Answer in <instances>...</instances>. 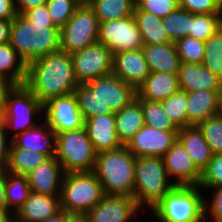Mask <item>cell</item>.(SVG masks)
Here are the masks:
<instances>
[{
    "mask_svg": "<svg viewBox=\"0 0 222 222\" xmlns=\"http://www.w3.org/2000/svg\"><path fill=\"white\" fill-rule=\"evenodd\" d=\"M24 85L44 104L49 99L72 94L79 83L71 55L57 51L27 63Z\"/></svg>",
    "mask_w": 222,
    "mask_h": 222,
    "instance_id": "6da1fadb",
    "label": "cell"
},
{
    "mask_svg": "<svg viewBox=\"0 0 222 222\" xmlns=\"http://www.w3.org/2000/svg\"><path fill=\"white\" fill-rule=\"evenodd\" d=\"M9 43L27 64L60 50V29L54 24L31 22L18 14L11 22Z\"/></svg>",
    "mask_w": 222,
    "mask_h": 222,
    "instance_id": "7a4b0ae2",
    "label": "cell"
},
{
    "mask_svg": "<svg viewBox=\"0 0 222 222\" xmlns=\"http://www.w3.org/2000/svg\"><path fill=\"white\" fill-rule=\"evenodd\" d=\"M175 187L168 177L163 157L136 158L133 198L142 213L152 212Z\"/></svg>",
    "mask_w": 222,
    "mask_h": 222,
    "instance_id": "3957f363",
    "label": "cell"
},
{
    "mask_svg": "<svg viewBox=\"0 0 222 222\" xmlns=\"http://www.w3.org/2000/svg\"><path fill=\"white\" fill-rule=\"evenodd\" d=\"M135 164L136 157L126 146L97 153L93 172L104 194L133 197Z\"/></svg>",
    "mask_w": 222,
    "mask_h": 222,
    "instance_id": "277c9868",
    "label": "cell"
},
{
    "mask_svg": "<svg viewBox=\"0 0 222 222\" xmlns=\"http://www.w3.org/2000/svg\"><path fill=\"white\" fill-rule=\"evenodd\" d=\"M104 195L102 184L93 171L66 172L61 186L60 208L72 215H85Z\"/></svg>",
    "mask_w": 222,
    "mask_h": 222,
    "instance_id": "5b68a950",
    "label": "cell"
},
{
    "mask_svg": "<svg viewBox=\"0 0 222 222\" xmlns=\"http://www.w3.org/2000/svg\"><path fill=\"white\" fill-rule=\"evenodd\" d=\"M0 116L5 122L8 135L13 139L40 124L35 118L39 122L43 120V104L24 84L15 85L8 92Z\"/></svg>",
    "mask_w": 222,
    "mask_h": 222,
    "instance_id": "8992f818",
    "label": "cell"
},
{
    "mask_svg": "<svg viewBox=\"0 0 222 222\" xmlns=\"http://www.w3.org/2000/svg\"><path fill=\"white\" fill-rule=\"evenodd\" d=\"M198 186H176L152 210L157 222H203V196Z\"/></svg>",
    "mask_w": 222,
    "mask_h": 222,
    "instance_id": "52a82bcc",
    "label": "cell"
},
{
    "mask_svg": "<svg viewBox=\"0 0 222 222\" xmlns=\"http://www.w3.org/2000/svg\"><path fill=\"white\" fill-rule=\"evenodd\" d=\"M96 154L85 127L56 134L55 157L65 173L93 171Z\"/></svg>",
    "mask_w": 222,
    "mask_h": 222,
    "instance_id": "ba28073f",
    "label": "cell"
},
{
    "mask_svg": "<svg viewBox=\"0 0 222 222\" xmlns=\"http://www.w3.org/2000/svg\"><path fill=\"white\" fill-rule=\"evenodd\" d=\"M99 22L88 4H80L60 29V50L68 54L83 50L98 41Z\"/></svg>",
    "mask_w": 222,
    "mask_h": 222,
    "instance_id": "9c48e42d",
    "label": "cell"
},
{
    "mask_svg": "<svg viewBox=\"0 0 222 222\" xmlns=\"http://www.w3.org/2000/svg\"><path fill=\"white\" fill-rule=\"evenodd\" d=\"M70 55L74 76L79 84L112 73L113 54L98 41Z\"/></svg>",
    "mask_w": 222,
    "mask_h": 222,
    "instance_id": "30bf717a",
    "label": "cell"
},
{
    "mask_svg": "<svg viewBox=\"0 0 222 222\" xmlns=\"http://www.w3.org/2000/svg\"><path fill=\"white\" fill-rule=\"evenodd\" d=\"M98 42L112 54L141 49L144 45L133 15L99 23Z\"/></svg>",
    "mask_w": 222,
    "mask_h": 222,
    "instance_id": "8fae6325",
    "label": "cell"
},
{
    "mask_svg": "<svg viewBox=\"0 0 222 222\" xmlns=\"http://www.w3.org/2000/svg\"><path fill=\"white\" fill-rule=\"evenodd\" d=\"M43 120L56 134L81 129L85 124L74 93L44 103Z\"/></svg>",
    "mask_w": 222,
    "mask_h": 222,
    "instance_id": "7c38bea8",
    "label": "cell"
},
{
    "mask_svg": "<svg viewBox=\"0 0 222 222\" xmlns=\"http://www.w3.org/2000/svg\"><path fill=\"white\" fill-rule=\"evenodd\" d=\"M178 140V130H160L144 125L125 145L136 157H163Z\"/></svg>",
    "mask_w": 222,
    "mask_h": 222,
    "instance_id": "4fadbf2b",
    "label": "cell"
},
{
    "mask_svg": "<svg viewBox=\"0 0 222 222\" xmlns=\"http://www.w3.org/2000/svg\"><path fill=\"white\" fill-rule=\"evenodd\" d=\"M141 214L133 197L105 194L85 216L88 222H131Z\"/></svg>",
    "mask_w": 222,
    "mask_h": 222,
    "instance_id": "5bb4252c",
    "label": "cell"
},
{
    "mask_svg": "<svg viewBox=\"0 0 222 222\" xmlns=\"http://www.w3.org/2000/svg\"><path fill=\"white\" fill-rule=\"evenodd\" d=\"M85 84L105 105L108 104L113 112L120 111L136 99V89L114 73L90 80Z\"/></svg>",
    "mask_w": 222,
    "mask_h": 222,
    "instance_id": "9a60e30c",
    "label": "cell"
},
{
    "mask_svg": "<svg viewBox=\"0 0 222 222\" xmlns=\"http://www.w3.org/2000/svg\"><path fill=\"white\" fill-rule=\"evenodd\" d=\"M163 160L168 177L176 186H199L202 172L179 140L166 152Z\"/></svg>",
    "mask_w": 222,
    "mask_h": 222,
    "instance_id": "2e32d148",
    "label": "cell"
},
{
    "mask_svg": "<svg viewBox=\"0 0 222 222\" xmlns=\"http://www.w3.org/2000/svg\"><path fill=\"white\" fill-rule=\"evenodd\" d=\"M112 73L137 89L150 74L142 48L113 54Z\"/></svg>",
    "mask_w": 222,
    "mask_h": 222,
    "instance_id": "e0dca14e",
    "label": "cell"
},
{
    "mask_svg": "<svg viewBox=\"0 0 222 222\" xmlns=\"http://www.w3.org/2000/svg\"><path fill=\"white\" fill-rule=\"evenodd\" d=\"M64 174L57 158H48L27 175L30 191L35 194L60 196Z\"/></svg>",
    "mask_w": 222,
    "mask_h": 222,
    "instance_id": "ac0fdd59",
    "label": "cell"
},
{
    "mask_svg": "<svg viewBox=\"0 0 222 222\" xmlns=\"http://www.w3.org/2000/svg\"><path fill=\"white\" fill-rule=\"evenodd\" d=\"M84 127L96 153L123 146L117 136L114 114L89 117L85 120Z\"/></svg>",
    "mask_w": 222,
    "mask_h": 222,
    "instance_id": "d6986e66",
    "label": "cell"
},
{
    "mask_svg": "<svg viewBox=\"0 0 222 222\" xmlns=\"http://www.w3.org/2000/svg\"><path fill=\"white\" fill-rule=\"evenodd\" d=\"M221 105L218 90L187 92V126H197L207 118L220 114Z\"/></svg>",
    "mask_w": 222,
    "mask_h": 222,
    "instance_id": "ffe728a7",
    "label": "cell"
},
{
    "mask_svg": "<svg viewBox=\"0 0 222 222\" xmlns=\"http://www.w3.org/2000/svg\"><path fill=\"white\" fill-rule=\"evenodd\" d=\"M60 208V196L30 193L14 214V222H41L54 216Z\"/></svg>",
    "mask_w": 222,
    "mask_h": 222,
    "instance_id": "44dd1931",
    "label": "cell"
},
{
    "mask_svg": "<svg viewBox=\"0 0 222 222\" xmlns=\"http://www.w3.org/2000/svg\"><path fill=\"white\" fill-rule=\"evenodd\" d=\"M12 142L18 148L40 152L48 158L55 156L56 133L43 120L36 127L18 134Z\"/></svg>",
    "mask_w": 222,
    "mask_h": 222,
    "instance_id": "7402d4cb",
    "label": "cell"
},
{
    "mask_svg": "<svg viewBox=\"0 0 222 222\" xmlns=\"http://www.w3.org/2000/svg\"><path fill=\"white\" fill-rule=\"evenodd\" d=\"M180 90L178 74L150 72L136 89V98L148 101H162Z\"/></svg>",
    "mask_w": 222,
    "mask_h": 222,
    "instance_id": "603a6c76",
    "label": "cell"
},
{
    "mask_svg": "<svg viewBox=\"0 0 222 222\" xmlns=\"http://www.w3.org/2000/svg\"><path fill=\"white\" fill-rule=\"evenodd\" d=\"M142 50L150 72L178 74L181 61L175 42L143 45Z\"/></svg>",
    "mask_w": 222,
    "mask_h": 222,
    "instance_id": "cb8c5ba5",
    "label": "cell"
},
{
    "mask_svg": "<svg viewBox=\"0 0 222 222\" xmlns=\"http://www.w3.org/2000/svg\"><path fill=\"white\" fill-rule=\"evenodd\" d=\"M180 90L191 92L197 90H218L219 78L201 64L181 62L178 70Z\"/></svg>",
    "mask_w": 222,
    "mask_h": 222,
    "instance_id": "d4e9b609",
    "label": "cell"
},
{
    "mask_svg": "<svg viewBox=\"0 0 222 222\" xmlns=\"http://www.w3.org/2000/svg\"><path fill=\"white\" fill-rule=\"evenodd\" d=\"M178 140L188 151L196 167L202 172L207 167L214 154L205 141L199 127L190 125L179 128Z\"/></svg>",
    "mask_w": 222,
    "mask_h": 222,
    "instance_id": "484cf974",
    "label": "cell"
},
{
    "mask_svg": "<svg viewBox=\"0 0 222 222\" xmlns=\"http://www.w3.org/2000/svg\"><path fill=\"white\" fill-rule=\"evenodd\" d=\"M118 139L125 146L145 125L141 104L134 99L120 111L114 112Z\"/></svg>",
    "mask_w": 222,
    "mask_h": 222,
    "instance_id": "4316f807",
    "label": "cell"
},
{
    "mask_svg": "<svg viewBox=\"0 0 222 222\" xmlns=\"http://www.w3.org/2000/svg\"><path fill=\"white\" fill-rule=\"evenodd\" d=\"M133 16L144 45L172 42L164 29L162 18L142 10H134Z\"/></svg>",
    "mask_w": 222,
    "mask_h": 222,
    "instance_id": "83f0119b",
    "label": "cell"
},
{
    "mask_svg": "<svg viewBox=\"0 0 222 222\" xmlns=\"http://www.w3.org/2000/svg\"><path fill=\"white\" fill-rule=\"evenodd\" d=\"M46 159L48 157L45 154L18 148L12 142L10 145L9 160L4 170L12 174L27 176Z\"/></svg>",
    "mask_w": 222,
    "mask_h": 222,
    "instance_id": "f1b7e54d",
    "label": "cell"
},
{
    "mask_svg": "<svg viewBox=\"0 0 222 222\" xmlns=\"http://www.w3.org/2000/svg\"><path fill=\"white\" fill-rule=\"evenodd\" d=\"M88 5L99 23L132 16L136 6L135 0H91Z\"/></svg>",
    "mask_w": 222,
    "mask_h": 222,
    "instance_id": "f546056e",
    "label": "cell"
},
{
    "mask_svg": "<svg viewBox=\"0 0 222 222\" xmlns=\"http://www.w3.org/2000/svg\"><path fill=\"white\" fill-rule=\"evenodd\" d=\"M27 64L11 47L10 43L0 45V74L15 85H22L26 80Z\"/></svg>",
    "mask_w": 222,
    "mask_h": 222,
    "instance_id": "4dcf8cb0",
    "label": "cell"
},
{
    "mask_svg": "<svg viewBox=\"0 0 222 222\" xmlns=\"http://www.w3.org/2000/svg\"><path fill=\"white\" fill-rule=\"evenodd\" d=\"M30 191L27 176L16 175L6 171V208L14 215L28 199Z\"/></svg>",
    "mask_w": 222,
    "mask_h": 222,
    "instance_id": "1f68e13d",
    "label": "cell"
},
{
    "mask_svg": "<svg viewBox=\"0 0 222 222\" xmlns=\"http://www.w3.org/2000/svg\"><path fill=\"white\" fill-rule=\"evenodd\" d=\"M73 93L84 120L97 115L114 114L109 105H105L85 83L79 84Z\"/></svg>",
    "mask_w": 222,
    "mask_h": 222,
    "instance_id": "d6a6232c",
    "label": "cell"
},
{
    "mask_svg": "<svg viewBox=\"0 0 222 222\" xmlns=\"http://www.w3.org/2000/svg\"><path fill=\"white\" fill-rule=\"evenodd\" d=\"M162 19L164 29L166 30L170 40L172 42H176L177 40L189 35L191 22L193 21V13L178 7Z\"/></svg>",
    "mask_w": 222,
    "mask_h": 222,
    "instance_id": "836d02e7",
    "label": "cell"
},
{
    "mask_svg": "<svg viewBox=\"0 0 222 222\" xmlns=\"http://www.w3.org/2000/svg\"><path fill=\"white\" fill-rule=\"evenodd\" d=\"M143 111L144 124L160 130H178L162 107L161 101H148L136 98Z\"/></svg>",
    "mask_w": 222,
    "mask_h": 222,
    "instance_id": "e575fe53",
    "label": "cell"
},
{
    "mask_svg": "<svg viewBox=\"0 0 222 222\" xmlns=\"http://www.w3.org/2000/svg\"><path fill=\"white\" fill-rule=\"evenodd\" d=\"M222 27V13L193 14L189 36L206 41Z\"/></svg>",
    "mask_w": 222,
    "mask_h": 222,
    "instance_id": "d590c367",
    "label": "cell"
},
{
    "mask_svg": "<svg viewBox=\"0 0 222 222\" xmlns=\"http://www.w3.org/2000/svg\"><path fill=\"white\" fill-rule=\"evenodd\" d=\"M201 65L218 78L222 76V27L205 41Z\"/></svg>",
    "mask_w": 222,
    "mask_h": 222,
    "instance_id": "8d00e7d4",
    "label": "cell"
},
{
    "mask_svg": "<svg viewBox=\"0 0 222 222\" xmlns=\"http://www.w3.org/2000/svg\"><path fill=\"white\" fill-rule=\"evenodd\" d=\"M161 104L178 129L187 126V92L179 90Z\"/></svg>",
    "mask_w": 222,
    "mask_h": 222,
    "instance_id": "74e56055",
    "label": "cell"
},
{
    "mask_svg": "<svg viewBox=\"0 0 222 222\" xmlns=\"http://www.w3.org/2000/svg\"><path fill=\"white\" fill-rule=\"evenodd\" d=\"M180 61L201 64L205 53V41L186 36L175 42Z\"/></svg>",
    "mask_w": 222,
    "mask_h": 222,
    "instance_id": "f35d334b",
    "label": "cell"
},
{
    "mask_svg": "<svg viewBox=\"0 0 222 222\" xmlns=\"http://www.w3.org/2000/svg\"><path fill=\"white\" fill-rule=\"evenodd\" d=\"M213 154L222 153V113L197 125Z\"/></svg>",
    "mask_w": 222,
    "mask_h": 222,
    "instance_id": "ab89813d",
    "label": "cell"
},
{
    "mask_svg": "<svg viewBox=\"0 0 222 222\" xmlns=\"http://www.w3.org/2000/svg\"><path fill=\"white\" fill-rule=\"evenodd\" d=\"M80 5L76 0H47L46 6L54 25L61 29Z\"/></svg>",
    "mask_w": 222,
    "mask_h": 222,
    "instance_id": "60d3db41",
    "label": "cell"
},
{
    "mask_svg": "<svg viewBox=\"0 0 222 222\" xmlns=\"http://www.w3.org/2000/svg\"><path fill=\"white\" fill-rule=\"evenodd\" d=\"M222 186V153L214 154L207 167L202 171L199 188L207 190Z\"/></svg>",
    "mask_w": 222,
    "mask_h": 222,
    "instance_id": "b9f144b4",
    "label": "cell"
},
{
    "mask_svg": "<svg viewBox=\"0 0 222 222\" xmlns=\"http://www.w3.org/2000/svg\"><path fill=\"white\" fill-rule=\"evenodd\" d=\"M134 10L152 13L159 18H164L179 7L178 0H136Z\"/></svg>",
    "mask_w": 222,
    "mask_h": 222,
    "instance_id": "7bdbcfd3",
    "label": "cell"
},
{
    "mask_svg": "<svg viewBox=\"0 0 222 222\" xmlns=\"http://www.w3.org/2000/svg\"><path fill=\"white\" fill-rule=\"evenodd\" d=\"M207 189L213 192L211 194L213 198L210 200L206 199V195L203 196V222L209 218L213 222H222V186Z\"/></svg>",
    "mask_w": 222,
    "mask_h": 222,
    "instance_id": "ee69618b",
    "label": "cell"
},
{
    "mask_svg": "<svg viewBox=\"0 0 222 222\" xmlns=\"http://www.w3.org/2000/svg\"><path fill=\"white\" fill-rule=\"evenodd\" d=\"M179 7L193 14L222 13V0H178Z\"/></svg>",
    "mask_w": 222,
    "mask_h": 222,
    "instance_id": "f6af8a7d",
    "label": "cell"
},
{
    "mask_svg": "<svg viewBox=\"0 0 222 222\" xmlns=\"http://www.w3.org/2000/svg\"><path fill=\"white\" fill-rule=\"evenodd\" d=\"M5 122L0 116V168L4 169L7 166L9 160L10 145L12 139L9 137Z\"/></svg>",
    "mask_w": 222,
    "mask_h": 222,
    "instance_id": "bcb514c9",
    "label": "cell"
},
{
    "mask_svg": "<svg viewBox=\"0 0 222 222\" xmlns=\"http://www.w3.org/2000/svg\"><path fill=\"white\" fill-rule=\"evenodd\" d=\"M22 15L31 22L40 24H54L49 12L47 11V6L42 5L38 7H33L27 9L22 13Z\"/></svg>",
    "mask_w": 222,
    "mask_h": 222,
    "instance_id": "7dc6e473",
    "label": "cell"
},
{
    "mask_svg": "<svg viewBox=\"0 0 222 222\" xmlns=\"http://www.w3.org/2000/svg\"><path fill=\"white\" fill-rule=\"evenodd\" d=\"M17 15L15 0H0V20H13Z\"/></svg>",
    "mask_w": 222,
    "mask_h": 222,
    "instance_id": "c3c4849f",
    "label": "cell"
},
{
    "mask_svg": "<svg viewBox=\"0 0 222 222\" xmlns=\"http://www.w3.org/2000/svg\"><path fill=\"white\" fill-rule=\"evenodd\" d=\"M15 86V84L4 75L0 74V115L6 102L8 92Z\"/></svg>",
    "mask_w": 222,
    "mask_h": 222,
    "instance_id": "681fc988",
    "label": "cell"
},
{
    "mask_svg": "<svg viewBox=\"0 0 222 222\" xmlns=\"http://www.w3.org/2000/svg\"><path fill=\"white\" fill-rule=\"evenodd\" d=\"M47 0H15L18 14H22L27 9L45 5Z\"/></svg>",
    "mask_w": 222,
    "mask_h": 222,
    "instance_id": "f907efd6",
    "label": "cell"
},
{
    "mask_svg": "<svg viewBox=\"0 0 222 222\" xmlns=\"http://www.w3.org/2000/svg\"><path fill=\"white\" fill-rule=\"evenodd\" d=\"M11 22L12 20H0V45L9 42Z\"/></svg>",
    "mask_w": 222,
    "mask_h": 222,
    "instance_id": "816d5d0a",
    "label": "cell"
},
{
    "mask_svg": "<svg viewBox=\"0 0 222 222\" xmlns=\"http://www.w3.org/2000/svg\"><path fill=\"white\" fill-rule=\"evenodd\" d=\"M5 184H6V171L4 169H1L0 170V208H6Z\"/></svg>",
    "mask_w": 222,
    "mask_h": 222,
    "instance_id": "f5cc1de1",
    "label": "cell"
},
{
    "mask_svg": "<svg viewBox=\"0 0 222 222\" xmlns=\"http://www.w3.org/2000/svg\"><path fill=\"white\" fill-rule=\"evenodd\" d=\"M71 216L72 214H69L68 212L61 209L54 216H51L48 219H45L44 221L41 222H68V219Z\"/></svg>",
    "mask_w": 222,
    "mask_h": 222,
    "instance_id": "db71d44e",
    "label": "cell"
},
{
    "mask_svg": "<svg viewBox=\"0 0 222 222\" xmlns=\"http://www.w3.org/2000/svg\"><path fill=\"white\" fill-rule=\"evenodd\" d=\"M0 222H14V215L7 208H0Z\"/></svg>",
    "mask_w": 222,
    "mask_h": 222,
    "instance_id": "11a10c76",
    "label": "cell"
},
{
    "mask_svg": "<svg viewBox=\"0 0 222 222\" xmlns=\"http://www.w3.org/2000/svg\"><path fill=\"white\" fill-rule=\"evenodd\" d=\"M68 222H88V219L85 215H72Z\"/></svg>",
    "mask_w": 222,
    "mask_h": 222,
    "instance_id": "9f6ffc18",
    "label": "cell"
},
{
    "mask_svg": "<svg viewBox=\"0 0 222 222\" xmlns=\"http://www.w3.org/2000/svg\"><path fill=\"white\" fill-rule=\"evenodd\" d=\"M218 92H219L220 101H221V103H222V76L219 78V88H218Z\"/></svg>",
    "mask_w": 222,
    "mask_h": 222,
    "instance_id": "6f0895ef",
    "label": "cell"
},
{
    "mask_svg": "<svg viewBox=\"0 0 222 222\" xmlns=\"http://www.w3.org/2000/svg\"><path fill=\"white\" fill-rule=\"evenodd\" d=\"M80 4H88L91 0H76Z\"/></svg>",
    "mask_w": 222,
    "mask_h": 222,
    "instance_id": "680465c9",
    "label": "cell"
}]
</instances>
